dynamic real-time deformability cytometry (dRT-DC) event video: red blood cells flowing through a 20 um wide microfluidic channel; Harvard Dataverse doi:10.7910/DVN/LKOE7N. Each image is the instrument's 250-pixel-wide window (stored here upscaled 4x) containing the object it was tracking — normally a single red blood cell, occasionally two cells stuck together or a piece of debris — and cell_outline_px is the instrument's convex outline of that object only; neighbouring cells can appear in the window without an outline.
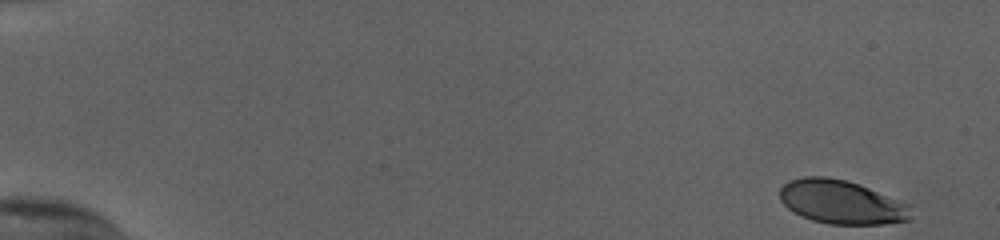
{"species": "human", "species_latin": "Homo sapiens", "temperature_condition": "cold", "stored_images_in_passage": 53, "camera_frame_rate_fps": 3000, "um_per_image_px": 0.085, "donor": {"sex": "female"}, "frame": {"image": 1, "passage_image": 1, "time_ms": 0.0, "image_size_px": [1000, 240], "cell_outline_px": [[912, 204], [908, 220], [884, 224], [828, 224], [812, 220], [800, 216], [792, 212], [780, 200], [780, 188], [788, 180], [804, 176], [824, 176], [848, 180], [860, 184]], "centroid_in_image_um": [71.52, 17.16], "position_along_channel_um": 13.5, "area_um2": 33.87}}
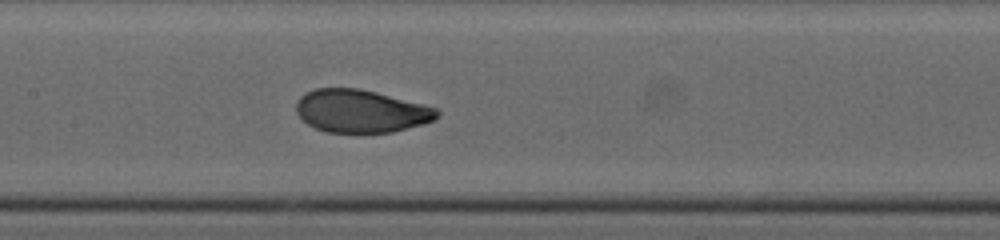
{"frame": {"image": 2, "passage_image": 27, "time_ms": 8.667, "image_size_px": [1000, 240], "cell_outline_px": [[440, 116], [424, 124], [392, 132], [324, 132], [308, 124], [296, 112], [296, 100], [304, 92], [316, 88], [360, 88], [440, 108]], "centroid_in_image_um": [30.69, 9.43], "position_along_channel_um": 176.7, "area_um2": 35.37}}
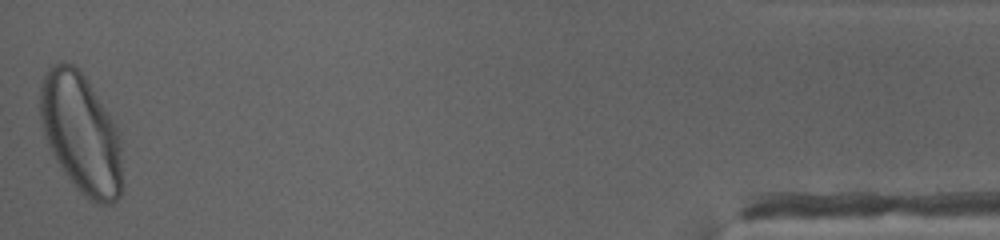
{"frame": {"image": 3, "passage_image": 53, "time_ms": 17.333, "image_size_px": [1000, 240], "cell_outline_px": [[124, 184], [120, 196], [112, 204], [100, 204], [88, 200], [76, 188], [60, 168], [44, 136], [40, 120], [40, 84], [48, 68], [52, 64], [60, 60], [64, 60], [72, 64], [88, 80], [108, 112], [120, 132]], "centroid_in_image_um": [6.91, 11.36], "position_along_channel_um": 428.3, "area_um2": 58.38}, "authors_computed_cell_mechanics": {"area_um2": 35.3736, "velocity_mm_per_s": 3.805, "shape_relaxation_time_tau1_ms": 3.4786, "shape_relaxation_time_tau2_ms": null, "deformation_change_tau1": 0.1602, "deformation_change_tau2": null}}